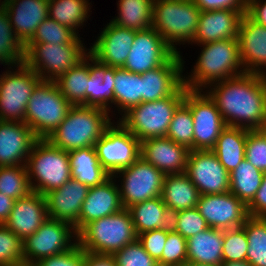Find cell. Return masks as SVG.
Wrapping results in <instances>:
<instances>
[{
	"label": "cell",
	"mask_w": 266,
	"mask_h": 266,
	"mask_svg": "<svg viewBox=\"0 0 266 266\" xmlns=\"http://www.w3.org/2000/svg\"><path fill=\"white\" fill-rule=\"evenodd\" d=\"M209 86L211 90L206 94L215 103L226 126L248 130L266 128V75L245 72Z\"/></svg>",
	"instance_id": "6da1fadb"
},
{
	"label": "cell",
	"mask_w": 266,
	"mask_h": 266,
	"mask_svg": "<svg viewBox=\"0 0 266 266\" xmlns=\"http://www.w3.org/2000/svg\"><path fill=\"white\" fill-rule=\"evenodd\" d=\"M201 45L203 48L192 73L186 78L183 76V85L188 90L202 91L212 83L245 73L240 61L238 39H224Z\"/></svg>",
	"instance_id": "7a4b0ae2"
},
{
	"label": "cell",
	"mask_w": 266,
	"mask_h": 266,
	"mask_svg": "<svg viewBox=\"0 0 266 266\" xmlns=\"http://www.w3.org/2000/svg\"><path fill=\"white\" fill-rule=\"evenodd\" d=\"M109 113L100 107L72 105L65 119L47 139L67 152L95 146L105 129L113 123Z\"/></svg>",
	"instance_id": "3957f363"
},
{
	"label": "cell",
	"mask_w": 266,
	"mask_h": 266,
	"mask_svg": "<svg viewBox=\"0 0 266 266\" xmlns=\"http://www.w3.org/2000/svg\"><path fill=\"white\" fill-rule=\"evenodd\" d=\"M77 235V243L85 252L107 255H113L138 237L127 208L88 223Z\"/></svg>",
	"instance_id": "277c9868"
},
{
	"label": "cell",
	"mask_w": 266,
	"mask_h": 266,
	"mask_svg": "<svg viewBox=\"0 0 266 266\" xmlns=\"http://www.w3.org/2000/svg\"><path fill=\"white\" fill-rule=\"evenodd\" d=\"M26 168L32 191L42 195L60 188L71 179L69 153L56 147L48 139L36 140L29 153Z\"/></svg>",
	"instance_id": "5b68a950"
},
{
	"label": "cell",
	"mask_w": 266,
	"mask_h": 266,
	"mask_svg": "<svg viewBox=\"0 0 266 266\" xmlns=\"http://www.w3.org/2000/svg\"><path fill=\"white\" fill-rule=\"evenodd\" d=\"M188 89L182 85L173 95L153 102H142L119 118V122L140 142L166 137L177 107ZM121 120V121H120Z\"/></svg>",
	"instance_id": "8992f818"
},
{
	"label": "cell",
	"mask_w": 266,
	"mask_h": 266,
	"mask_svg": "<svg viewBox=\"0 0 266 266\" xmlns=\"http://www.w3.org/2000/svg\"><path fill=\"white\" fill-rule=\"evenodd\" d=\"M200 13L193 0H154L152 28L173 50L180 52L175 45L193 40Z\"/></svg>",
	"instance_id": "52a82bcc"
},
{
	"label": "cell",
	"mask_w": 266,
	"mask_h": 266,
	"mask_svg": "<svg viewBox=\"0 0 266 266\" xmlns=\"http://www.w3.org/2000/svg\"><path fill=\"white\" fill-rule=\"evenodd\" d=\"M71 104L54 81H41L26 108L25 123L38 139H47L65 119Z\"/></svg>",
	"instance_id": "ba28073f"
},
{
	"label": "cell",
	"mask_w": 266,
	"mask_h": 266,
	"mask_svg": "<svg viewBox=\"0 0 266 266\" xmlns=\"http://www.w3.org/2000/svg\"><path fill=\"white\" fill-rule=\"evenodd\" d=\"M77 37L70 44H25L24 63L43 81H55L72 69L87 54V48Z\"/></svg>",
	"instance_id": "9c48e42d"
},
{
	"label": "cell",
	"mask_w": 266,
	"mask_h": 266,
	"mask_svg": "<svg viewBox=\"0 0 266 266\" xmlns=\"http://www.w3.org/2000/svg\"><path fill=\"white\" fill-rule=\"evenodd\" d=\"M15 67L0 76V120L25 122L28 101L42 79L25 63Z\"/></svg>",
	"instance_id": "30bf717a"
},
{
	"label": "cell",
	"mask_w": 266,
	"mask_h": 266,
	"mask_svg": "<svg viewBox=\"0 0 266 266\" xmlns=\"http://www.w3.org/2000/svg\"><path fill=\"white\" fill-rule=\"evenodd\" d=\"M118 174L123 176L121 186L118 185L123 208L161 196L165 174L142 157L115 172L113 178Z\"/></svg>",
	"instance_id": "8fae6325"
},
{
	"label": "cell",
	"mask_w": 266,
	"mask_h": 266,
	"mask_svg": "<svg viewBox=\"0 0 266 266\" xmlns=\"http://www.w3.org/2000/svg\"><path fill=\"white\" fill-rule=\"evenodd\" d=\"M77 237L71 224L48 217L33 235L23 241V262L35 264L43 258L62 254L77 244Z\"/></svg>",
	"instance_id": "7c38bea8"
},
{
	"label": "cell",
	"mask_w": 266,
	"mask_h": 266,
	"mask_svg": "<svg viewBox=\"0 0 266 266\" xmlns=\"http://www.w3.org/2000/svg\"><path fill=\"white\" fill-rule=\"evenodd\" d=\"M115 125L111 123L94 146L100 164L111 176L132 165L141 153V142L119 120Z\"/></svg>",
	"instance_id": "4fadbf2b"
},
{
	"label": "cell",
	"mask_w": 266,
	"mask_h": 266,
	"mask_svg": "<svg viewBox=\"0 0 266 266\" xmlns=\"http://www.w3.org/2000/svg\"><path fill=\"white\" fill-rule=\"evenodd\" d=\"M201 90H187L184 103L194 122L193 150H212L226 124L215 103Z\"/></svg>",
	"instance_id": "5bb4252c"
},
{
	"label": "cell",
	"mask_w": 266,
	"mask_h": 266,
	"mask_svg": "<svg viewBox=\"0 0 266 266\" xmlns=\"http://www.w3.org/2000/svg\"><path fill=\"white\" fill-rule=\"evenodd\" d=\"M185 173L200 195L230 192L229 172L212 150H190Z\"/></svg>",
	"instance_id": "9a60e30c"
},
{
	"label": "cell",
	"mask_w": 266,
	"mask_h": 266,
	"mask_svg": "<svg viewBox=\"0 0 266 266\" xmlns=\"http://www.w3.org/2000/svg\"><path fill=\"white\" fill-rule=\"evenodd\" d=\"M175 53L155 29L135 31L132 47L122 68L143 74L165 64Z\"/></svg>",
	"instance_id": "2e32d148"
},
{
	"label": "cell",
	"mask_w": 266,
	"mask_h": 266,
	"mask_svg": "<svg viewBox=\"0 0 266 266\" xmlns=\"http://www.w3.org/2000/svg\"><path fill=\"white\" fill-rule=\"evenodd\" d=\"M196 208L211 228L228 230L242 227L247 206L231 192L200 195Z\"/></svg>",
	"instance_id": "e0dca14e"
},
{
	"label": "cell",
	"mask_w": 266,
	"mask_h": 266,
	"mask_svg": "<svg viewBox=\"0 0 266 266\" xmlns=\"http://www.w3.org/2000/svg\"><path fill=\"white\" fill-rule=\"evenodd\" d=\"M135 37V30L109 22L101 31L88 53L109 67H123Z\"/></svg>",
	"instance_id": "ac0fdd59"
},
{
	"label": "cell",
	"mask_w": 266,
	"mask_h": 266,
	"mask_svg": "<svg viewBox=\"0 0 266 266\" xmlns=\"http://www.w3.org/2000/svg\"><path fill=\"white\" fill-rule=\"evenodd\" d=\"M176 52L165 64L142 74V102L173 95L183 85L184 61Z\"/></svg>",
	"instance_id": "d6986e66"
},
{
	"label": "cell",
	"mask_w": 266,
	"mask_h": 266,
	"mask_svg": "<svg viewBox=\"0 0 266 266\" xmlns=\"http://www.w3.org/2000/svg\"><path fill=\"white\" fill-rule=\"evenodd\" d=\"M89 187L71 178L60 188L46 193V207L49 218L71 224L77 233V221Z\"/></svg>",
	"instance_id": "ffe728a7"
},
{
	"label": "cell",
	"mask_w": 266,
	"mask_h": 266,
	"mask_svg": "<svg viewBox=\"0 0 266 266\" xmlns=\"http://www.w3.org/2000/svg\"><path fill=\"white\" fill-rule=\"evenodd\" d=\"M237 39L245 72L266 75V70H263L266 67V27L245 13L240 21Z\"/></svg>",
	"instance_id": "44dd1931"
},
{
	"label": "cell",
	"mask_w": 266,
	"mask_h": 266,
	"mask_svg": "<svg viewBox=\"0 0 266 266\" xmlns=\"http://www.w3.org/2000/svg\"><path fill=\"white\" fill-rule=\"evenodd\" d=\"M37 139L25 122L0 120V166H26Z\"/></svg>",
	"instance_id": "7402d4cb"
},
{
	"label": "cell",
	"mask_w": 266,
	"mask_h": 266,
	"mask_svg": "<svg viewBox=\"0 0 266 266\" xmlns=\"http://www.w3.org/2000/svg\"><path fill=\"white\" fill-rule=\"evenodd\" d=\"M48 218L45 196L31 191L14 202L5 226L22 241L33 235Z\"/></svg>",
	"instance_id": "603a6c76"
},
{
	"label": "cell",
	"mask_w": 266,
	"mask_h": 266,
	"mask_svg": "<svg viewBox=\"0 0 266 266\" xmlns=\"http://www.w3.org/2000/svg\"><path fill=\"white\" fill-rule=\"evenodd\" d=\"M189 149L167 137L151 138L141 142V153L145 161L165 175L186 171Z\"/></svg>",
	"instance_id": "cb8c5ba5"
},
{
	"label": "cell",
	"mask_w": 266,
	"mask_h": 266,
	"mask_svg": "<svg viewBox=\"0 0 266 266\" xmlns=\"http://www.w3.org/2000/svg\"><path fill=\"white\" fill-rule=\"evenodd\" d=\"M113 179L111 176L101 185L89 187L77 221V234L88 223L123 209L119 188Z\"/></svg>",
	"instance_id": "d4e9b609"
},
{
	"label": "cell",
	"mask_w": 266,
	"mask_h": 266,
	"mask_svg": "<svg viewBox=\"0 0 266 266\" xmlns=\"http://www.w3.org/2000/svg\"><path fill=\"white\" fill-rule=\"evenodd\" d=\"M243 14L231 9L201 11L193 40L197 45L209 42L237 39Z\"/></svg>",
	"instance_id": "484cf974"
},
{
	"label": "cell",
	"mask_w": 266,
	"mask_h": 266,
	"mask_svg": "<svg viewBox=\"0 0 266 266\" xmlns=\"http://www.w3.org/2000/svg\"><path fill=\"white\" fill-rule=\"evenodd\" d=\"M1 4L8 13L12 29L24 45L48 17L49 0H4Z\"/></svg>",
	"instance_id": "4316f807"
},
{
	"label": "cell",
	"mask_w": 266,
	"mask_h": 266,
	"mask_svg": "<svg viewBox=\"0 0 266 266\" xmlns=\"http://www.w3.org/2000/svg\"><path fill=\"white\" fill-rule=\"evenodd\" d=\"M88 87L85 92V106L100 107L110 111L114 105L115 67L106 66L90 55Z\"/></svg>",
	"instance_id": "83f0119b"
},
{
	"label": "cell",
	"mask_w": 266,
	"mask_h": 266,
	"mask_svg": "<svg viewBox=\"0 0 266 266\" xmlns=\"http://www.w3.org/2000/svg\"><path fill=\"white\" fill-rule=\"evenodd\" d=\"M224 230L207 228L187 241V262L220 266L223 263Z\"/></svg>",
	"instance_id": "f1b7e54d"
},
{
	"label": "cell",
	"mask_w": 266,
	"mask_h": 266,
	"mask_svg": "<svg viewBox=\"0 0 266 266\" xmlns=\"http://www.w3.org/2000/svg\"><path fill=\"white\" fill-rule=\"evenodd\" d=\"M71 178L88 187L104 183L111 175L102 167L94 146L69 151Z\"/></svg>",
	"instance_id": "f546056e"
},
{
	"label": "cell",
	"mask_w": 266,
	"mask_h": 266,
	"mask_svg": "<svg viewBox=\"0 0 266 266\" xmlns=\"http://www.w3.org/2000/svg\"><path fill=\"white\" fill-rule=\"evenodd\" d=\"M161 198L166 206L180 211L196 208L200 193L184 172L165 175Z\"/></svg>",
	"instance_id": "4dcf8cb0"
},
{
	"label": "cell",
	"mask_w": 266,
	"mask_h": 266,
	"mask_svg": "<svg viewBox=\"0 0 266 266\" xmlns=\"http://www.w3.org/2000/svg\"><path fill=\"white\" fill-rule=\"evenodd\" d=\"M247 129L226 126L220 133L212 151L230 173L245 159Z\"/></svg>",
	"instance_id": "1f68e13d"
},
{
	"label": "cell",
	"mask_w": 266,
	"mask_h": 266,
	"mask_svg": "<svg viewBox=\"0 0 266 266\" xmlns=\"http://www.w3.org/2000/svg\"><path fill=\"white\" fill-rule=\"evenodd\" d=\"M89 61L90 54L88 53L72 69L54 81L71 105H85V92L90 76Z\"/></svg>",
	"instance_id": "d6a6232c"
},
{
	"label": "cell",
	"mask_w": 266,
	"mask_h": 266,
	"mask_svg": "<svg viewBox=\"0 0 266 266\" xmlns=\"http://www.w3.org/2000/svg\"><path fill=\"white\" fill-rule=\"evenodd\" d=\"M118 16L111 22L117 26L142 31L152 28L154 0H119Z\"/></svg>",
	"instance_id": "836d02e7"
},
{
	"label": "cell",
	"mask_w": 266,
	"mask_h": 266,
	"mask_svg": "<svg viewBox=\"0 0 266 266\" xmlns=\"http://www.w3.org/2000/svg\"><path fill=\"white\" fill-rule=\"evenodd\" d=\"M142 103V74L115 67L114 105L118 111L128 112Z\"/></svg>",
	"instance_id": "e575fe53"
},
{
	"label": "cell",
	"mask_w": 266,
	"mask_h": 266,
	"mask_svg": "<svg viewBox=\"0 0 266 266\" xmlns=\"http://www.w3.org/2000/svg\"><path fill=\"white\" fill-rule=\"evenodd\" d=\"M230 175V192L246 206L261 186L264 173L244 159Z\"/></svg>",
	"instance_id": "d590c367"
},
{
	"label": "cell",
	"mask_w": 266,
	"mask_h": 266,
	"mask_svg": "<svg viewBox=\"0 0 266 266\" xmlns=\"http://www.w3.org/2000/svg\"><path fill=\"white\" fill-rule=\"evenodd\" d=\"M90 3L87 0H49L48 17L76 31L86 22ZM88 15V16H87Z\"/></svg>",
	"instance_id": "8d00e7d4"
},
{
	"label": "cell",
	"mask_w": 266,
	"mask_h": 266,
	"mask_svg": "<svg viewBox=\"0 0 266 266\" xmlns=\"http://www.w3.org/2000/svg\"><path fill=\"white\" fill-rule=\"evenodd\" d=\"M165 203L161 196L136 203L128 208L137 236L161 227Z\"/></svg>",
	"instance_id": "74e56055"
},
{
	"label": "cell",
	"mask_w": 266,
	"mask_h": 266,
	"mask_svg": "<svg viewBox=\"0 0 266 266\" xmlns=\"http://www.w3.org/2000/svg\"><path fill=\"white\" fill-rule=\"evenodd\" d=\"M247 235V261L252 266H266V218L248 216L242 226Z\"/></svg>",
	"instance_id": "f35d334b"
},
{
	"label": "cell",
	"mask_w": 266,
	"mask_h": 266,
	"mask_svg": "<svg viewBox=\"0 0 266 266\" xmlns=\"http://www.w3.org/2000/svg\"><path fill=\"white\" fill-rule=\"evenodd\" d=\"M0 54L12 65L24 63L25 45L12 29L8 13L0 3Z\"/></svg>",
	"instance_id": "ab89813d"
},
{
	"label": "cell",
	"mask_w": 266,
	"mask_h": 266,
	"mask_svg": "<svg viewBox=\"0 0 266 266\" xmlns=\"http://www.w3.org/2000/svg\"><path fill=\"white\" fill-rule=\"evenodd\" d=\"M32 191L26 166H0V192L15 200Z\"/></svg>",
	"instance_id": "60d3db41"
},
{
	"label": "cell",
	"mask_w": 266,
	"mask_h": 266,
	"mask_svg": "<svg viewBox=\"0 0 266 266\" xmlns=\"http://www.w3.org/2000/svg\"><path fill=\"white\" fill-rule=\"evenodd\" d=\"M194 122L190 108L182 102L175 110L166 137L193 150Z\"/></svg>",
	"instance_id": "b9f144b4"
},
{
	"label": "cell",
	"mask_w": 266,
	"mask_h": 266,
	"mask_svg": "<svg viewBox=\"0 0 266 266\" xmlns=\"http://www.w3.org/2000/svg\"><path fill=\"white\" fill-rule=\"evenodd\" d=\"M78 36L72 29L47 17L37 27L35 34L26 44L51 43L52 45H64L72 43Z\"/></svg>",
	"instance_id": "7bdbcfd3"
},
{
	"label": "cell",
	"mask_w": 266,
	"mask_h": 266,
	"mask_svg": "<svg viewBox=\"0 0 266 266\" xmlns=\"http://www.w3.org/2000/svg\"><path fill=\"white\" fill-rule=\"evenodd\" d=\"M248 241L242 227L224 230L223 262L247 261Z\"/></svg>",
	"instance_id": "ee69618b"
},
{
	"label": "cell",
	"mask_w": 266,
	"mask_h": 266,
	"mask_svg": "<svg viewBox=\"0 0 266 266\" xmlns=\"http://www.w3.org/2000/svg\"><path fill=\"white\" fill-rule=\"evenodd\" d=\"M23 262V241L4 224L0 225V266Z\"/></svg>",
	"instance_id": "f6af8a7d"
},
{
	"label": "cell",
	"mask_w": 266,
	"mask_h": 266,
	"mask_svg": "<svg viewBox=\"0 0 266 266\" xmlns=\"http://www.w3.org/2000/svg\"><path fill=\"white\" fill-rule=\"evenodd\" d=\"M245 159L255 168L266 173V128L247 129Z\"/></svg>",
	"instance_id": "bcb514c9"
},
{
	"label": "cell",
	"mask_w": 266,
	"mask_h": 266,
	"mask_svg": "<svg viewBox=\"0 0 266 266\" xmlns=\"http://www.w3.org/2000/svg\"><path fill=\"white\" fill-rule=\"evenodd\" d=\"M116 266H158V263L144 250L136 239L112 255Z\"/></svg>",
	"instance_id": "7dc6e473"
},
{
	"label": "cell",
	"mask_w": 266,
	"mask_h": 266,
	"mask_svg": "<svg viewBox=\"0 0 266 266\" xmlns=\"http://www.w3.org/2000/svg\"><path fill=\"white\" fill-rule=\"evenodd\" d=\"M187 262V241L178 232H168L162 252V266H183Z\"/></svg>",
	"instance_id": "c3c4849f"
},
{
	"label": "cell",
	"mask_w": 266,
	"mask_h": 266,
	"mask_svg": "<svg viewBox=\"0 0 266 266\" xmlns=\"http://www.w3.org/2000/svg\"><path fill=\"white\" fill-rule=\"evenodd\" d=\"M207 228L209 226L197 208L179 211L176 232L186 240Z\"/></svg>",
	"instance_id": "681fc988"
},
{
	"label": "cell",
	"mask_w": 266,
	"mask_h": 266,
	"mask_svg": "<svg viewBox=\"0 0 266 266\" xmlns=\"http://www.w3.org/2000/svg\"><path fill=\"white\" fill-rule=\"evenodd\" d=\"M167 235L168 232L156 229L143 232L137 237L144 250L158 263V266H162V252L166 244Z\"/></svg>",
	"instance_id": "f907efd6"
},
{
	"label": "cell",
	"mask_w": 266,
	"mask_h": 266,
	"mask_svg": "<svg viewBox=\"0 0 266 266\" xmlns=\"http://www.w3.org/2000/svg\"><path fill=\"white\" fill-rule=\"evenodd\" d=\"M35 266H84V250L77 243L62 254L39 260Z\"/></svg>",
	"instance_id": "816d5d0a"
},
{
	"label": "cell",
	"mask_w": 266,
	"mask_h": 266,
	"mask_svg": "<svg viewBox=\"0 0 266 266\" xmlns=\"http://www.w3.org/2000/svg\"><path fill=\"white\" fill-rule=\"evenodd\" d=\"M200 11L231 9L245 14L247 0H193Z\"/></svg>",
	"instance_id": "f5cc1de1"
},
{
	"label": "cell",
	"mask_w": 266,
	"mask_h": 266,
	"mask_svg": "<svg viewBox=\"0 0 266 266\" xmlns=\"http://www.w3.org/2000/svg\"><path fill=\"white\" fill-rule=\"evenodd\" d=\"M248 216L266 217V173L253 200L247 205Z\"/></svg>",
	"instance_id": "db71d44e"
},
{
	"label": "cell",
	"mask_w": 266,
	"mask_h": 266,
	"mask_svg": "<svg viewBox=\"0 0 266 266\" xmlns=\"http://www.w3.org/2000/svg\"><path fill=\"white\" fill-rule=\"evenodd\" d=\"M246 14L256 23L266 27V1L249 0Z\"/></svg>",
	"instance_id": "11a10c76"
},
{
	"label": "cell",
	"mask_w": 266,
	"mask_h": 266,
	"mask_svg": "<svg viewBox=\"0 0 266 266\" xmlns=\"http://www.w3.org/2000/svg\"><path fill=\"white\" fill-rule=\"evenodd\" d=\"M84 266H116V262L112 255L84 251Z\"/></svg>",
	"instance_id": "9f6ffc18"
},
{
	"label": "cell",
	"mask_w": 266,
	"mask_h": 266,
	"mask_svg": "<svg viewBox=\"0 0 266 266\" xmlns=\"http://www.w3.org/2000/svg\"><path fill=\"white\" fill-rule=\"evenodd\" d=\"M179 210L165 206L160 230L176 232Z\"/></svg>",
	"instance_id": "6f0895ef"
},
{
	"label": "cell",
	"mask_w": 266,
	"mask_h": 266,
	"mask_svg": "<svg viewBox=\"0 0 266 266\" xmlns=\"http://www.w3.org/2000/svg\"><path fill=\"white\" fill-rule=\"evenodd\" d=\"M15 199L0 192V225L5 224L12 211Z\"/></svg>",
	"instance_id": "680465c9"
},
{
	"label": "cell",
	"mask_w": 266,
	"mask_h": 266,
	"mask_svg": "<svg viewBox=\"0 0 266 266\" xmlns=\"http://www.w3.org/2000/svg\"><path fill=\"white\" fill-rule=\"evenodd\" d=\"M220 266H252L248 261L223 262Z\"/></svg>",
	"instance_id": "91938a15"
},
{
	"label": "cell",
	"mask_w": 266,
	"mask_h": 266,
	"mask_svg": "<svg viewBox=\"0 0 266 266\" xmlns=\"http://www.w3.org/2000/svg\"><path fill=\"white\" fill-rule=\"evenodd\" d=\"M183 266H215V265L203 264L197 262H186Z\"/></svg>",
	"instance_id": "94428289"
},
{
	"label": "cell",
	"mask_w": 266,
	"mask_h": 266,
	"mask_svg": "<svg viewBox=\"0 0 266 266\" xmlns=\"http://www.w3.org/2000/svg\"><path fill=\"white\" fill-rule=\"evenodd\" d=\"M0 63L1 64H5V65H8L9 69H12L13 70V65L3 56L0 54ZM12 66V67H11Z\"/></svg>",
	"instance_id": "6125c7cd"
},
{
	"label": "cell",
	"mask_w": 266,
	"mask_h": 266,
	"mask_svg": "<svg viewBox=\"0 0 266 266\" xmlns=\"http://www.w3.org/2000/svg\"><path fill=\"white\" fill-rule=\"evenodd\" d=\"M9 266H35V264L22 262V263H19V264H14V265H9Z\"/></svg>",
	"instance_id": "be15d7a7"
}]
</instances>
